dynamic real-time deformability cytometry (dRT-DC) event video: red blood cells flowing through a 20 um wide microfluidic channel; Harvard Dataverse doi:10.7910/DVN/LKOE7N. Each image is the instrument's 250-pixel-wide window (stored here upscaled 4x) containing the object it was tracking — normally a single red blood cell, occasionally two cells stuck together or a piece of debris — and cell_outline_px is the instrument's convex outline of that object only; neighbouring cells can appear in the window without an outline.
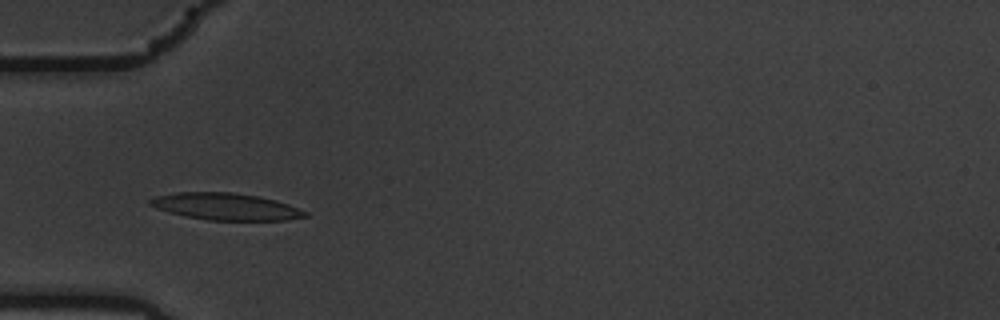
{"species": "common noctule bat (a hibernating species)", "species_latin": "Nyctalus noctula", "temperature_condition": "warm", "stored_images_in_passage": 40, "camera_frame_rate_fps": 3000, "um_per_image_px": 0.085, "animal": {"sex": "male", "body_mass_g": 19.5, "forearm_length_mm": 54.6}, "frame": {"image": 1, "passage_image": 1, "time_ms": 0.0, "image_size_px": [1000, 320], "cell_outline_px": [[308, 216], [288, 220], [208, 220], [168, 212], [156, 208], [148, 204], [148, 200], [156, 196], [176, 192], [232, 192], [260, 196], [276, 200], [288, 204], [308, 212]], "centroid_in_image_um": [19.2, 17.55], "position_along_channel_um": 65.8, "area_um2": 24.33}}
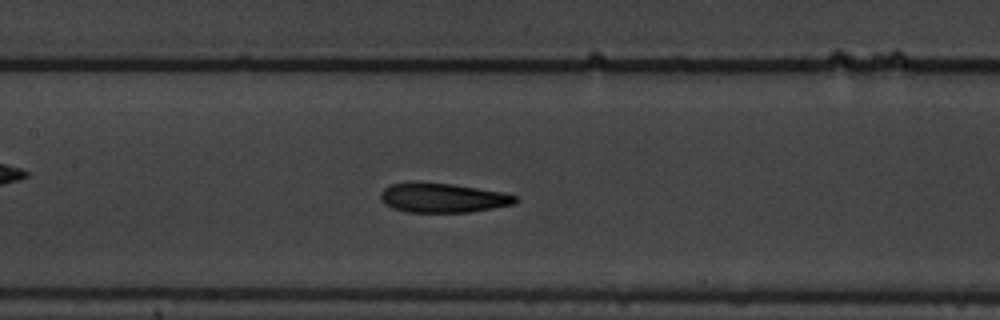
{"frame": {"image": 2, "passage_image": 10, "time_ms": 3.0, "image_size_px": [1000, 320], "cell_outline_px": [[516, 200], [512, 204], [472, 212], [408, 212], [392, 208], [384, 204], [380, 200], [380, 192], [384, 188], [392, 184], [452, 184], [500, 192], [516, 196]], "centroid_in_image_um": [37.6, 16.85], "position_along_channel_um": 169.8, "area_um2": 22.37}}
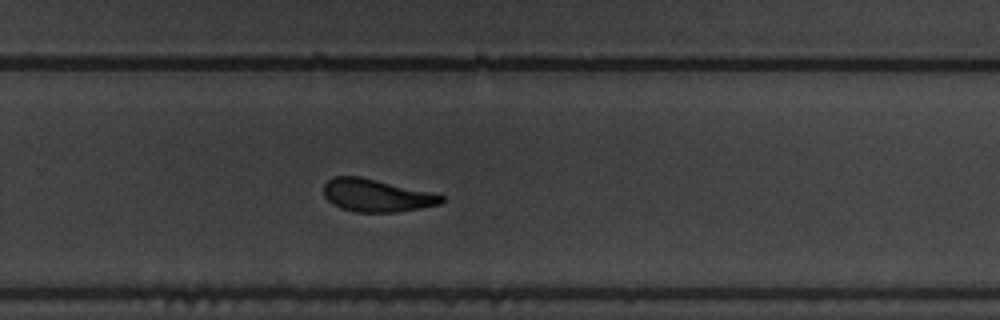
{"frame": {"image": 3, "passage_image": 21, "time_ms": 6.667, "image_size_px": [1000, 320], "cell_outline_px": [[444, 200], [440, 204], [420, 208], [396, 212], [356, 212], [340, 208], [332, 204], [324, 196], [324, 184], [332, 176], [360, 176], [428, 192], [444, 196]], "centroid_in_image_um": [31.94, 16.61], "position_along_channel_um": 297.9, "area_um2": 22.2}, "authors_computed_cell_mechanics": {"area_um2": 23.1778, "velocity_mm_per_s": 3.5072, "shape_relaxation_time_tau1_ms": 5.4043, "shape_relaxation_time_tau2_ms": 2.5111, "deformation_change_tau1": 0.1905, "deformation_change_tau2": 0.1067}}